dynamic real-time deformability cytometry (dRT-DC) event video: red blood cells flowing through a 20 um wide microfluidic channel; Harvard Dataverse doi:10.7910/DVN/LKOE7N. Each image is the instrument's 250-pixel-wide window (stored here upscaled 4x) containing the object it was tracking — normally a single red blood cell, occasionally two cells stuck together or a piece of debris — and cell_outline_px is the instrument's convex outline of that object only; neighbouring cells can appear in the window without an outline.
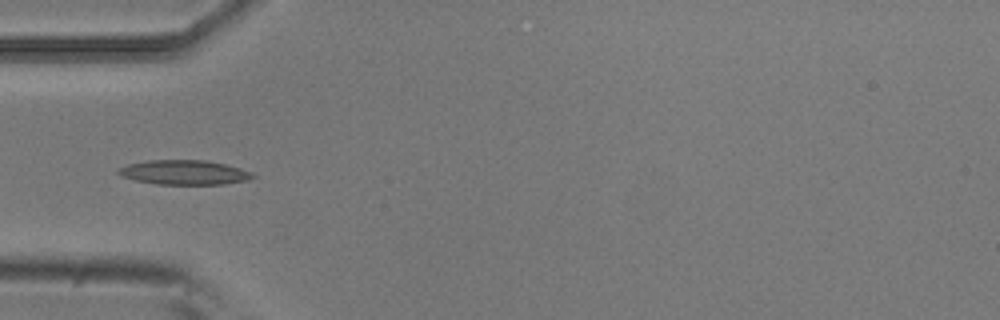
{"species": "common noctule bat (a hibernating species)", "species_latin": "Nyctalus noctula", "temperature_condition": "room temperature", "stored_images_in_passage": 6, "camera_frame_rate_fps": 3000, "um_per_image_px": 0.085, "animal": {"sex": "male", "body_mass_g": 20.5, "forearm_length_mm": 52.5}, "frame": {"image": 1, "passage_image": 3, "time_ms": 0.667, "image_size_px": [1000, 320], "cell_outline_px": [[256, 176], [248, 180], [224, 184], [156, 184], [136, 180], [120, 176], [116, 172], [116, 168], [128, 164], [148, 160], [208, 160], [240, 168], [252, 172]], "centroid_in_image_um": [15.63, 14.65], "position_along_channel_um": 69.4, "area_um2": 19.31}}
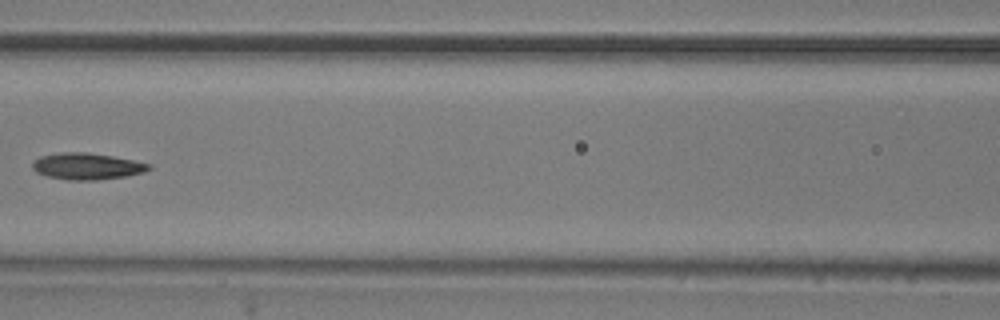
{"frame": {"image": 2, "passage_image": 5, "time_ms": 1.333, "image_size_px": [1000, 320], "cell_outline_px": [[152, 168], [144, 172], [124, 176], [96, 180], [68, 180], [48, 176], [36, 172], [32, 168], [32, 164], [40, 156], [60, 152], [88, 152], [112, 156], [152, 164]], "centroid_in_image_um": [7.39, 14.13], "position_along_channel_um": 159.2, "area_um2": 17.92}}
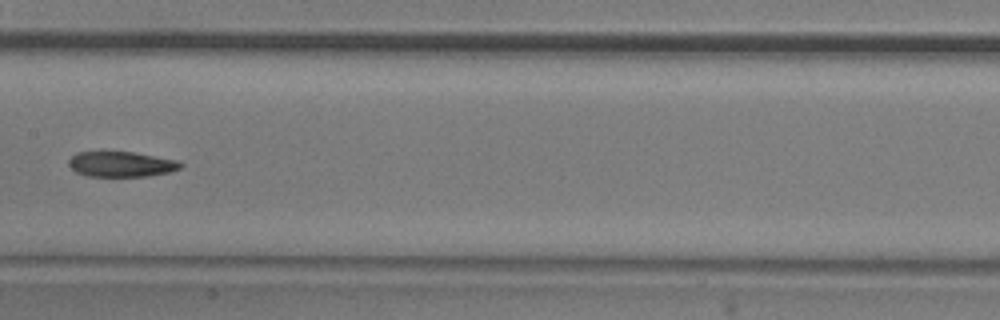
{"frame": {"image": 3, "passage_image": 6, "time_ms": 1.667, "image_size_px": [1000, 320], "cell_outline_px": [[184, 164], [180, 168], [168, 172], [148, 176], [88, 176], [76, 172], [68, 164], [68, 160], [76, 152], [132, 152], [180, 160]], "centroid_in_image_um": [10.32, 13.95], "position_along_channel_um": 197.1, "area_um2": 16.47}}